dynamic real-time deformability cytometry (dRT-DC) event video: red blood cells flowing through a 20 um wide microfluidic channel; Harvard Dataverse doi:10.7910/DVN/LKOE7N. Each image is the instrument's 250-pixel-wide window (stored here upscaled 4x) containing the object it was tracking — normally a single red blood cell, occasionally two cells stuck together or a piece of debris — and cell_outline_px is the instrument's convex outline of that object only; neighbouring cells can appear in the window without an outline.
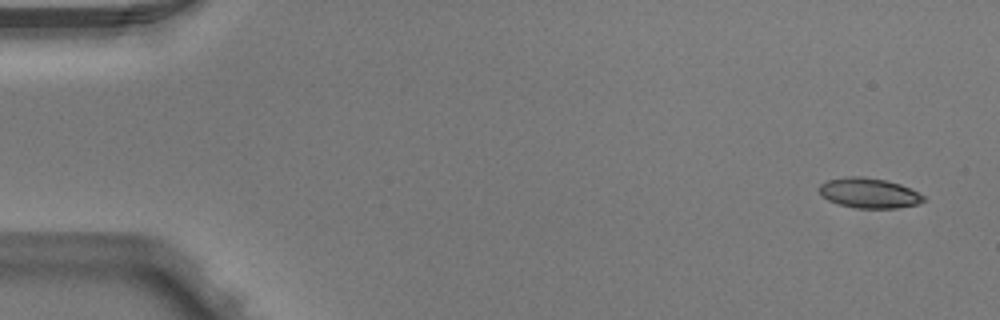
{"species": "Egyptian fruit bat (a non-hibernating species)", "species_latin": "Rousettus aegyptiacus", "temperature_condition": "warm", "stored_images_in_passage": 6, "camera_frame_rate_fps": 3000, "um_per_image_px": 0.085, "animal": {"sex": "male"}, "frame": {"image": 1, "passage_image": 1, "time_ms": 0.0, "image_size_px": [1000, 320], "cell_outline_px": [[924, 200], [916, 204], [896, 208], [856, 208], [840, 204], [828, 200], [820, 192], [820, 184], [828, 180], [852, 176], [864, 176], [888, 180], [900, 184], [924, 196]], "centroid_in_image_um": [73.86, 16.4], "position_along_channel_um": 11.1, "area_um2": 17.98}}
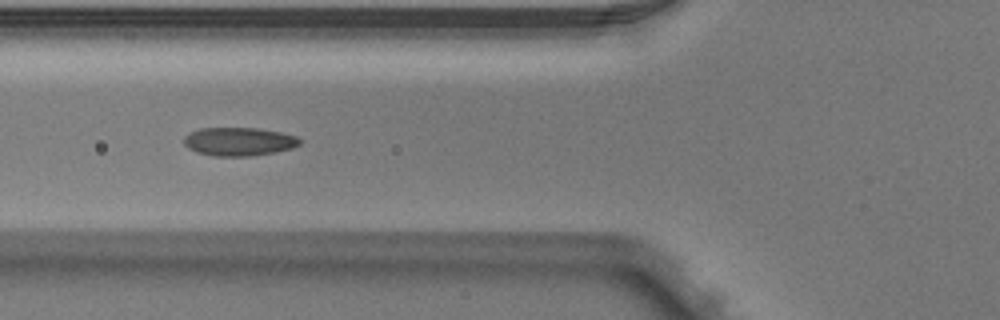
{"frame": {"image": 2, "passage_image": 5, "time_ms": 1.333, "image_size_px": [1000, 320], "cell_outline_px": [[300, 144], [292, 148], [276, 152], [248, 156], [216, 156], [196, 152], [188, 148], [184, 144], [184, 136], [188, 132], [200, 128], [260, 128], [280, 132], [296, 136], [300, 140]], "centroid_in_image_um": [20.28, 12.03], "position_along_channel_um": 105.5, "area_um2": 19.25}}
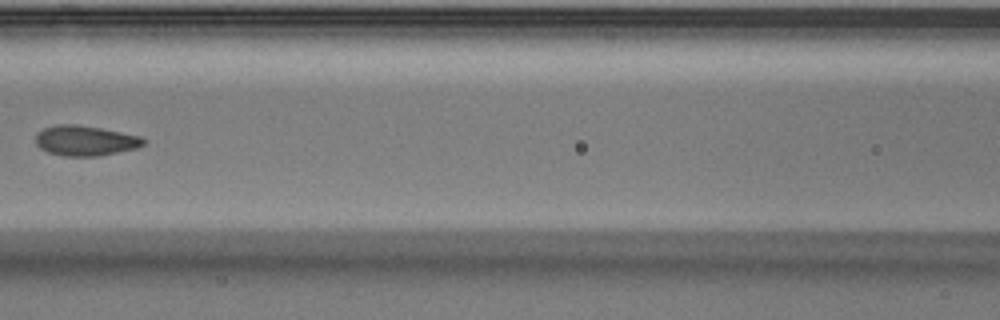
{"frame": {"image": 3, "passage_image": 6, "time_ms": 1.667, "image_size_px": [1000, 320], "cell_outline_px": [[144, 144], [136, 148], [100, 156], [64, 156], [48, 152], [40, 148], [36, 144], [36, 132], [44, 128], [56, 124], [76, 124], [100, 128], [140, 136], [144, 140]], "centroid_in_image_um": [7.21, 11.95], "position_along_channel_um": 159.4, "area_um2": 18.9}}